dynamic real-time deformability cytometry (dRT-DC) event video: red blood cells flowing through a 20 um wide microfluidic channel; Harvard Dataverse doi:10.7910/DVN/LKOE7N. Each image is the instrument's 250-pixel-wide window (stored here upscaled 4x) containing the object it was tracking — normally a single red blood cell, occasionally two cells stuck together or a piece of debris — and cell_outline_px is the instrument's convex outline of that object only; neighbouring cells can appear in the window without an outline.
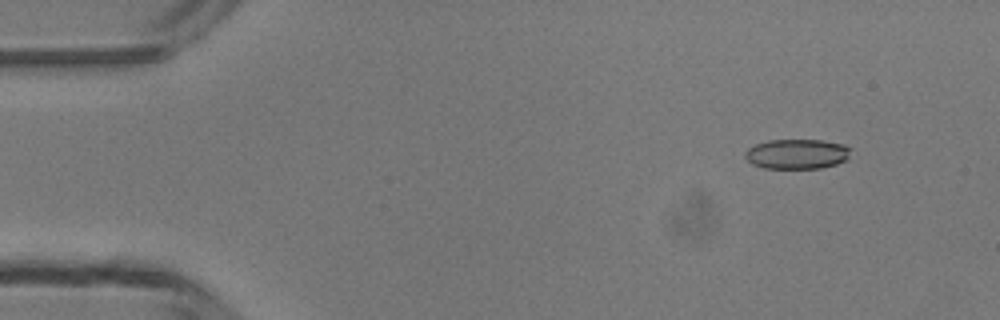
{"species": "common noctule bat (a hibernating species)", "species_latin": "Nyctalus noctula", "temperature_condition": "room temperature", "stored_images_in_passage": 4, "camera_frame_rate_fps": 3000, "um_per_image_px": 0.085, "animal": {"sex": "male", "body_mass_g": 13.3}, "frame": {"image": 1, "passage_image": 1, "time_ms": 0.0, "image_size_px": [1000, 320], "cell_outline_px": [[852, 148], [848, 160], [836, 164], [820, 168], [764, 168], [752, 164], [744, 156], [744, 152], [748, 148], [756, 144], [768, 140], [820, 140], [844, 144]], "centroid_in_image_um": [67.77, 13.08], "position_along_channel_um": 17.2, "area_um2": 18.55}}
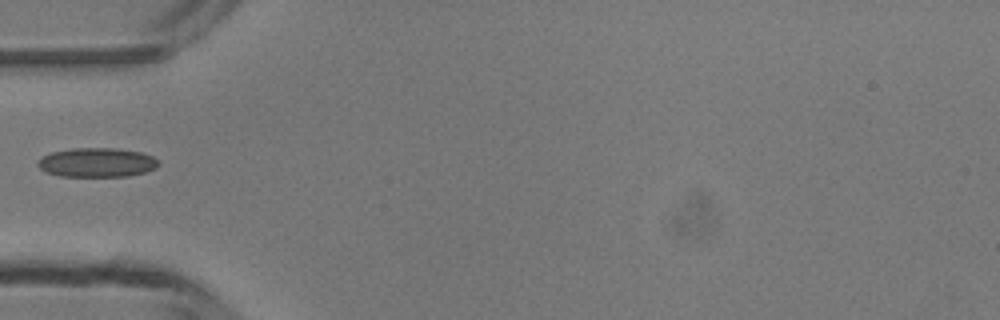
{"frame": {"image": 2, "passage_image": 4, "time_ms": 3.667, "image_size_px": [1000, 320], "cell_outline_px": [[160, 164], [156, 168], [144, 172], [128, 176], [60, 176], [48, 172], [40, 168], [36, 164], [44, 156], [52, 152], [72, 148], [116, 148], [140, 152], [152, 156], [160, 160]], "centroid_in_image_um": [8.28, 13.8], "position_along_channel_um": 76.7, "area_um2": 20.46}}